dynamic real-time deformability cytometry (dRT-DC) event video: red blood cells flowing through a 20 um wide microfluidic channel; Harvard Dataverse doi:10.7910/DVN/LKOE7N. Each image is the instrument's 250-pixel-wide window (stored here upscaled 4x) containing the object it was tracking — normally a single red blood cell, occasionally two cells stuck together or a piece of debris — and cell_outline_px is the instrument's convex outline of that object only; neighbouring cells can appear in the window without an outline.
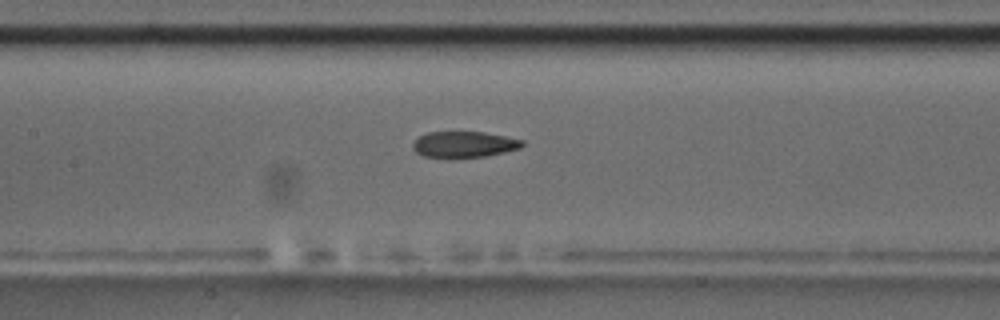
{"species": "common noctule bat (a hibernating species)", "species_latin": "Nyctalus noctula", "temperature_condition": "room temperature", "stored_images_in_passage": 41, "camera_frame_rate_fps": 3000, "um_per_image_px": 0.085, "animal": {"sex": "male", "body_mass_g": 17.5, "forearm_length_mm": 52.3}, "frame": {"image": 1, "passage_image": 12, "time_ms": 3.667, "image_size_px": [1000, 320], "cell_outline_px": [[524, 144], [520, 148], [504, 152], [484, 156], [424, 156], [416, 152], [412, 148], [412, 144], [420, 136], [428, 132], [484, 132], [524, 140]], "centroid_in_image_um": [39.46, 12.25], "position_along_channel_um": 167.9, "area_um2": 16.13}, "authors_computed_cell_mechanics": {"area_um2": 18.0914, "velocity_mm_per_s": 3.7526, "shape_relaxation_time_tau1_ms": 6.5558, "shape_relaxation_time_tau2_ms": 2.1745, "deformation_change_tau1": 0.1995, "deformation_change_tau2": 0.0925}}